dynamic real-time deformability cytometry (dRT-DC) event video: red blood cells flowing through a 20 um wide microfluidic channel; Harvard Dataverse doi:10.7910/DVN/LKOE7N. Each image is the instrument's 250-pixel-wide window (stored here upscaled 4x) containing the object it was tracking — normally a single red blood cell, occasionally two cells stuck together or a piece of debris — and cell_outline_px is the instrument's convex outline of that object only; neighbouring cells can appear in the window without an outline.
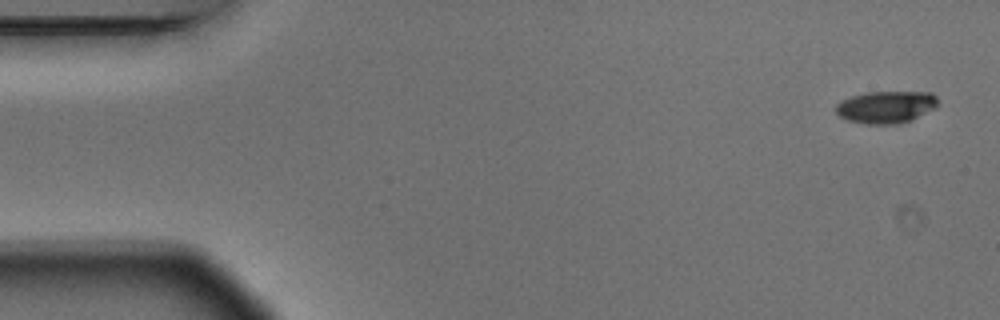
{"species": "Egyptian fruit bat (a non-hibernating species)", "species_latin": "Rousettus aegyptiacus", "temperature_condition": "warm", "stored_images_in_passage": 8, "camera_frame_rate_fps": 3000, "um_per_image_px": 0.085, "animal": {"sex": "male"}, "frame": {"image": 1, "passage_image": 1, "time_ms": 0.0, "image_size_px": [1000, 320], "cell_outline_px": [[940, 104], [936, 108], [912, 120], [900, 124], [864, 124], [848, 120], [840, 116], [836, 112], [836, 104], [840, 100], [852, 96], [868, 92], [932, 92], [936, 96]], "centroid_in_image_um": [75.35, 9.1], "position_along_channel_um": 9.6, "area_um2": 19.42}}
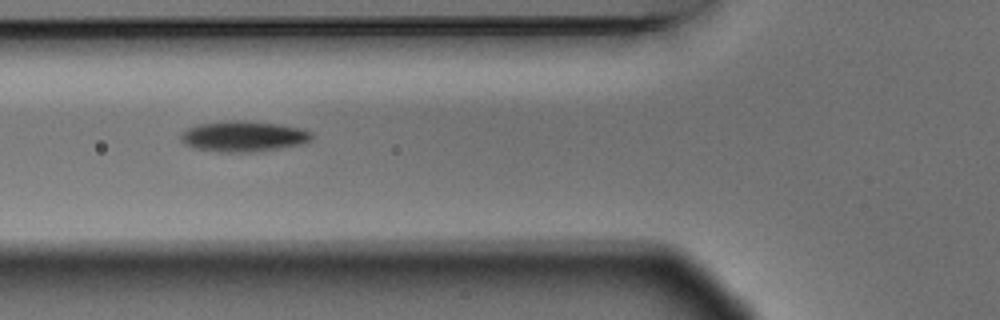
{"frame": {"image": 2, "passage_image": 6, "time_ms": 1.667, "image_size_px": [1000, 320], "cell_outline_px": [[312, 140], [304, 144], [252, 152], [220, 152], [196, 148], [184, 144], [180, 140], [180, 132], [188, 128], [200, 124], [228, 120], [244, 120], [280, 124], [300, 128], [312, 132]], "centroid_in_image_um": [20.7, 11.58], "position_along_channel_um": 105.1, "area_um2": 23.52}}
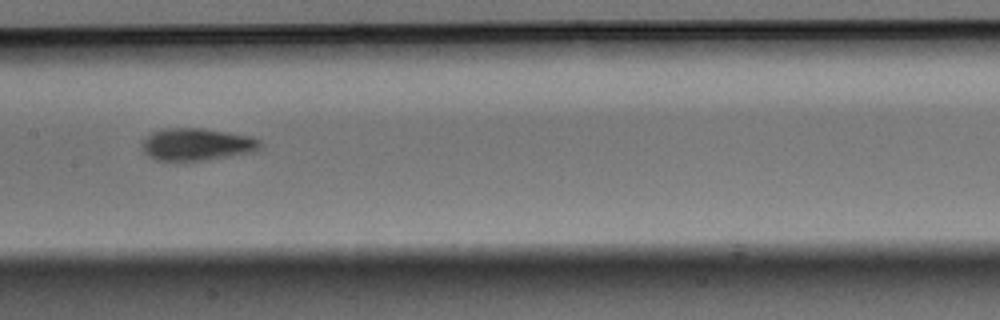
{"frame": {"image": 3, "passage_image": 8, "time_ms": 2.333, "image_size_px": [1000, 320], "cell_outline_px": [[264, 144], [260, 148], [252, 152], [188, 164], [184, 164], [156, 160], [148, 156], [144, 152], [140, 144], [152, 132], [164, 128], [204, 128], [252, 136], [260, 140]], "centroid_in_image_um": [16.72, 12.32], "position_along_channel_um": 190.7, "area_um2": 23.24}}